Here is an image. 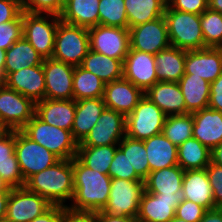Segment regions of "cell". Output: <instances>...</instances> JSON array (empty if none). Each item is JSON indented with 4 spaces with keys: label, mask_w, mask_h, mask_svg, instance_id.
I'll return each instance as SVG.
<instances>
[{
    "label": "cell",
    "mask_w": 222,
    "mask_h": 222,
    "mask_svg": "<svg viewBox=\"0 0 222 222\" xmlns=\"http://www.w3.org/2000/svg\"><path fill=\"white\" fill-rule=\"evenodd\" d=\"M112 178L73 158L74 194L67 210L78 213L102 211L108 202Z\"/></svg>",
    "instance_id": "6da1fadb"
},
{
    "label": "cell",
    "mask_w": 222,
    "mask_h": 222,
    "mask_svg": "<svg viewBox=\"0 0 222 222\" xmlns=\"http://www.w3.org/2000/svg\"><path fill=\"white\" fill-rule=\"evenodd\" d=\"M25 187L52 205L66 206L65 202H70L74 194L73 159L59 160L33 174L26 180Z\"/></svg>",
    "instance_id": "7a4b0ae2"
},
{
    "label": "cell",
    "mask_w": 222,
    "mask_h": 222,
    "mask_svg": "<svg viewBox=\"0 0 222 222\" xmlns=\"http://www.w3.org/2000/svg\"><path fill=\"white\" fill-rule=\"evenodd\" d=\"M21 131L27 137L48 149L60 160L73 159L77 155L78 142L73 138L72 132L49 125L36 114Z\"/></svg>",
    "instance_id": "3957f363"
},
{
    "label": "cell",
    "mask_w": 222,
    "mask_h": 222,
    "mask_svg": "<svg viewBox=\"0 0 222 222\" xmlns=\"http://www.w3.org/2000/svg\"><path fill=\"white\" fill-rule=\"evenodd\" d=\"M164 17L171 46L186 51L205 48L200 15L181 12L166 5Z\"/></svg>",
    "instance_id": "277c9868"
},
{
    "label": "cell",
    "mask_w": 222,
    "mask_h": 222,
    "mask_svg": "<svg viewBox=\"0 0 222 222\" xmlns=\"http://www.w3.org/2000/svg\"><path fill=\"white\" fill-rule=\"evenodd\" d=\"M89 50L88 28L59 22L55 35L53 59L80 66Z\"/></svg>",
    "instance_id": "5b68a950"
},
{
    "label": "cell",
    "mask_w": 222,
    "mask_h": 222,
    "mask_svg": "<svg viewBox=\"0 0 222 222\" xmlns=\"http://www.w3.org/2000/svg\"><path fill=\"white\" fill-rule=\"evenodd\" d=\"M60 16L22 12L23 36L44 58H52Z\"/></svg>",
    "instance_id": "8992f818"
},
{
    "label": "cell",
    "mask_w": 222,
    "mask_h": 222,
    "mask_svg": "<svg viewBox=\"0 0 222 222\" xmlns=\"http://www.w3.org/2000/svg\"><path fill=\"white\" fill-rule=\"evenodd\" d=\"M144 192L143 180L112 178L108 202L102 211L106 214L137 218Z\"/></svg>",
    "instance_id": "52a82bcc"
},
{
    "label": "cell",
    "mask_w": 222,
    "mask_h": 222,
    "mask_svg": "<svg viewBox=\"0 0 222 222\" xmlns=\"http://www.w3.org/2000/svg\"><path fill=\"white\" fill-rule=\"evenodd\" d=\"M166 115L145 95L126 117V136L146 140L162 133Z\"/></svg>",
    "instance_id": "ba28073f"
},
{
    "label": "cell",
    "mask_w": 222,
    "mask_h": 222,
    "mask_svg": "<svg viewBox=\"0 0 222 222\" xmlns=\"http://www.w3.org/2000/svg\"><path fill=\"white\" fill-rule=\"evenodd\" d=\"M15 154L21 173L26 181L35 173L53 166L60 159L48 149L15 130Z\"/></svg>",
    "instance_id": "9c48e42d"
},
{
    "label": "cell",
    "mask_w": 222,
    "mask_h": 222,
    "mask_svg": "<svg viewBox=\"0 0 222 222\" xmlns=\"http://www.w3.org/2000/svg\"><path fill=\"white\" fill-rule=\"evenodd\" d=\"M35 114V103L17 91L0 85V120L7 130H21Z\"/></svg>",
    "instance_id": "30bf717a"
},
{
    "label": "cell",
    "mask_w": 222,
    "mask_h": 222,
    "mask_svg": "<svg viewBox=\"0 0 222 222\" xmlns=\"http://www.w3.org/2000/svg\"><path fill=\"white\" fill-rule=\"evenodd\" d=\"M88 33L91 50L124 62L130 51L128 28L97 25L88 28Z\"/></svg>",
    "instance_id": "8fae6325"
},
{
    "label": "cell",
    "mask_w": 222,
    "mask_h": 222,
    "mask_svg": "<svg viewBox=\"0 0 222 222\" xmlns=\"http://www.w3.org/2000/svg\"><path fill=\"white\" fill-rule=\"evenodd\" d=\"M126 136V117L109 108H105L98 122L78 144V146L118 145Z\"/></svg>",
    "instance_id": "7c38bea8"
},
{
    "label": "cell",
    "mask_w": 222,
    "mask_h": 222,
    "mask_svg": "<svg viewBox=\"0 0 222 222\" xmlns=\"http://www.w3.org/2000/svg\"><path fill=\"white\" fill-rule=\"evenodd\" d=\"M130 49L156 55L171 46L165 17L129 29Z\"/></svg>",
    "instance_id": "4fadbf2b"
},
{
    "label": "cell",
    "mask_w": 222,
    "mask_h": 222,
    "mask_svg": "<svg viewBox=\"0 0 222 222\" xmlns=\"http://www.w3.org/2000/svg\"><path fill=\"white\" fill-rule=\"evenodd\" d=\"M51 206L52 204L46 199L29 191L25 186L11 188L5 220L9 222H30L46 212Z\"/></svg>",
    "instance_id": "5bb4252c"
},
{
    "label": "cell",
    "mask_w": 222,
    "mask_h": 222,
    "mask_svg": "<svg viewBox=\"0 0 222 222\" xmlns=\"http://www.w3.org/2000/svg\"><path fill=\"white\" fill-rule=\"evenodd\" d=\"M45 77V98L73 99V73L75 66L46 58L42 62Z\"/></svg>",
    "instance_id": "9a60e30c"
},
{
    "label": "cell",
    "mask_w": 222,
    "mask_h": 222,
    "mask_svg": "<svg viewBox=\"0 0 222 222\" xmlns=\"http://www.w3.org/2000/svg\"><path fill=\"white\" fill-rule=\"evenodd\" d=\"M184 199L182 189L175 196L145 191L140 201L137 222H169L175 217L176 208Z\"/></svg>",
    "instance_id": "2e32d148"
},
{
    "label": "cell",
    "mask_w": 222,
    "mask_h": 222,
    "mask_svg": "<svg viewBox=\"0 0 222 222\" xmlns=\"http://www.w3.org/2000/svg\"><path fill=\"white\" fill-rule=\"evenodd\" d=\"M123 78L145 93L158 82L154 55L130 49L123 62Z\"/></svg>",
    "instance_id": "e0dca14e"
},
{
    "label": "cell",
    "mask_w": 222,
    "mask_h": 222,
    "mask_svg": "<svg viewBox=\"0 0 222 222\" xmlns=\"http://www.w3.org/2000/svg\"><path fill=\"white\" fill-rule=\"evenodd\" d=\"M185 74L201 77L212 83L222 73V48L206 47L186 51Z\"/></svg>",
    "instance_id": "ac0fdd59"
},
{
    "label": "cell",
    "mask_w": 222,
    "mask_h": 222,
    "mask_svg": "<svg viewBox=\"0 0 222 222\" xmlns=\"http://www.w3.org/2000/svg\"><path fill=\"white\" fill-rule=\"evenodd\" d=\"M144 97V92L132 82L122 78L105 84L104 103L106 108L127 117Z\"/></svg>",
    "instance_id": "d6986e66"
},
{
    "label": "cell",
    "mask_w": 222,
    "mask_h": 222,
    "mask_svg": "<svg viewBox=\"0 0 222 222\" xmlns=\"http://www.w3.org/2000/svg\"><path fill=\"white\" fill-rule=\"evenodd\" d=\"M3 83L8 88L30 98L34 103L45 99V77L42 64L12 72L3 80Z\"/></svg>",
    "instance_id": "ffe728a7"
},
{
    "label": "cell",
    "mask_w": 222,
    "mask_h": 222,
    "mask_svg": "<svg viewBox=\"0 0 222 222\" xmlns=\"http://www.w3.org/2000/svg\"><path fill=\"white\" fill-rule=\"evenodd\" d=\"M193 138L212 150L222 143V112L205 108L192 113Z\"/></svg>",
    "instance_id": "44dd1931"
},
{
    "label": "cell",
    "mask_w": 222,
    "mask_h": 222,
    "mask_svg": "<svg viewBox=\"0 0 222 222\" xmlns=\"http://www.w3.org/2000/svg\"><path fill=\"white\" fill-rule=\"evenodd\" d=\"M144 95L166 116L186 114L184 96L178 82H157Z\"/></svg>",
    "instance_id": "7402d4cb"
},
{
    "label": "cell",
    "mask_w": 222,
    "mask_h": 222,
    "mask_svg": "<svg viewBox=\"0 0 222 222\" xmlns=\"http://www.w3.org/2000/svg\"><path fill=\"white\" fill-rule=\"evenodd\" d=\"M35 114L49 125L71 131L75 117V100L45 98L35 103Z\"/></svg>",
    "instance_id": "603a6c76"
},
{
    "label": "cell",
    "mask_w": 222,
    "mask_h": 222,
    "mask_svg": "<svg viewBox=\"0 0 222 222\" xmlns=\"http://www.w3.org/2000/svg\"><path fill=\"white\" fill-rule=\"evenodd\" d=\"M105 108L103 97L75 101V117L71 132L78 144L96 125Z\"/></svg>",
    "instance_id": "cb8c5ba5"
},
{
    "label": "cell",
    "mask_w": 222,
    "mask_h": 222,
    "mask_svg": "<svg viewBox=\"0 0 222 222\" xmlns=\"http://www.w3.org/2000/svg\"><path fill=\"white\" fill-rule=\"evenodd\" d=\"M182 190L185 199L211 210L215 208L213 191L206 169L184 171Z\"/></svg>",
    "instance_id": "d4e9b609"
},
{
    "label": "cell",
    "mask_w": 222,
    "mask_h": 222,
    "mask_svg": "<svg viewBox=\"0 0 222 222\" xmlns=\"http://www.w3.org/2000/svg\"><path fill=\"white\" fill-rule=\"evenodd\" d=\"M143 141L150 172L178 165V147L162 133Z\"/></svg>",
    "instance_id": "484cf974"
},
{
    "label": "cell",
    "mask_w": 222,
    "mask_h": 222,
    "mask_svg": "<svg viewBox=\"0 0 222 222\" xmlns=\"http://www.w3.org/2000/svg\"><path fill=\"white\" fill-rule=\"evenodd\" d=\"M159 82H179L185 74L186 50L169 46L154 55Z\"/></svg>",
    "instance_id": "4316f807"
},
{
    "label": "cell",
    "mask_w": 222,
    "mask_h": 222,
    "mask_svg": "<svg viewBox=\"0 0 222 222\" xmlns=\"http://www.w3.org/2000/svg\"><path fill=\"white\" fill-rule=\"evenodd\" d=\"M100 0H65L60 15L62 22L90 28L99 25Z\"/></svg>",
    "instance_id": "83f0119b"
},
{
    "label": "cell",
    "mask_w": 222,
    "mask_h": 222,
    "mask_svg": "<svg viewBox=\"0 0 222 222\" xmlns=\"http://www.w3.org/2000/svg\"><path fill=\"white\" fill-rule=\"evenodd\" d=\"M184 96L186 114L208 108L210 83L200 76L184 74L178 82Z\"/></svg>",
    "instance_id": "f1b7e54d"
},
{
    "label": "cell",
    "mask_w": 222,
    "mask_h": 222,
    "mask_svg": "<svg viewBox=\"0 0 222 222\" xmlns=\"http://www.w3.org/2000/svg\"><path fill=\"white\" fill-rule=\"evenodd\" d=\"M183 177L184 170L179 165L150 172L144 180L145 191L175 196L182 189Z\"/></svg>",
    "instance_id": "f546056e"
},
{
    "label": "cell",
    "mask_w": 222,
    "mask_h": 222,
    "mask_svg": "<svg viewBox=\"0 0 222 222\" xmlns=\"http://www.w3.org/2000/svg\"><path fill=\"white\" fill-rule=\"evenodd\" d=\"M44 58L22 36L6 50L4 79L12 72L22 68L41 65Z\"/></svg>",
    "instance_id": "4dcf8cb0"
},
{
    "label": "cell",
    "mask_w": 222,
    "mask_h": 222,
    "mask_svg": "<svg viewBox=\"0 0 222 222\" xmlns=\"http://www.w3.org/2000/svg\"><path fill=\"white\" fill-rule=\"evenodd\" d=\"M80 66L92 72L105 83L123 78V62L121 60L108 57L91 49Z\"/></svg>",
    "instance_id": "1f68e13d"
},
{
    "label": "cell",
    "mask_w": 222,
    "mask_h": 222,
    "mask_svg": "<svg viewBox=\"0 0 222 222\" xmlns=\"http://www.w3.org/2000/svg\"><path fill=\"white\" fill-rule=\"evenodd\" d=\"M128 29L164 16L165 0H124Z\"/></svg>",
    "instance_id": "d6a6232c"
},
{
    "label": "cell",
    "mask_w": 222,
    "mask_h": 222,
    "mask_svg": "<svg viewBox=\"0 0 222 222\" xmlns=\"http://www.w3.org/2000/svg\"><path fill=\"white\" fill-rule=\"evenodd\" d=\"M177 156L184 171L205 169L211 162V150L193 137L178 146Z\"/></svg>",
    "instance_id": "836d02e7"
},
{
    "label": "cell",
    "mask_w": 222,
    "mask_h": 222,
    "mask_svg": "<svg viewBox=\"0 0 222 222\" xmlns=\"http://www.w3.org/2000/svg\"><path fill=\"white\" fill-rule=\"evenodd\" d=\"M105 82L81 66H75L73 73V99L103 97Z\"/></svg>",
    "instance_id": "e575fe53"
},
{
    "label": "cell",
    "mask_w": 222,
    "mask_h": 222,
    "mask_svg": "<svg viewBox=\"0 0 222 222\" xmlns=\"http://www.w3.org/2000/svg\"><path fill=\"white\" fill-rule=\"evenodd\" d=\"M118 145L78 146L76 157L87 167L109 175V167Z\"/></svg>",
    "instance_id": "d590c367"
},
{
    "label": "cell",
    "mask_w": 222,
    "mask_h": 222,
    "mask_svg": "<svg viewBox=\"0 0 222 222\" xmlns=\"http://www.w3.org/2000/svg\"><path fill=\"white\" fill-rule=\"evenodd\" d=\"M118 148L127 156L131 168L144 181L150 173L144 141L125 136Z\"/></svg>",
    "instance_id": "8d00e7d4"
},
{
    "label": "cell",
    "mask_w": 222,
    "mask_h": 222,
    "mask_svg": "<svg viewBox=\"0 0 222 222\" xmlns=\"http://www.w3.org/2000/svg\"><path fill=\"white\" fill-rule=\"evenodd\" d=\"M162 134L177 147L193 137L192 113L166 116Z\"/></svg>",
    "instance_id": "74e56055"
},
{
    "label": "cell",
    "mask_w": 222,
    "mask_h": 222,
    "mask_svg": "<svg viewBox=\"0 0 222 222\" xmlns=\"http://www.w3.org/2000/svg\"><path fill=\"white\" fill-rule=\"evenodd\" d=\"M99 25L128 28L124 0L99 1Z\"/></svg>",
    "instance_id": "f35d334b"
},
{
    "label": "cell",
    "mask_w": 222,
    "mask_h": 222,
    "mask_svg": "<svg viewBox=\"0 0 222 222\" xmlns=\"http://www.w3.org/2000/svg\"><path fill=\"white\" fill-rule=\"evenodd\" d=\"M200 26L206 47L222 48V13L209 8L200 14Z\"/></svg>",
    "instance_id": "ab89813d"
},
{
    "label": "cell",
    "mask_w": 222,
    "mask_h": 222,
    "mask_svg": "<svg viewBox=\"0 0 222 222\" xmlns=\"http://www.w3.org/2000/svg\"><path fill=\"white\" fill-rule=\"evenodd\" d=\"M109 176L111 178L127 179V180H142L131 168L127 156L117 148L113 160L109 167Z\"/></svg>",
    "instance_id": "60d3db41"
},
{
    "label": "cell",
    "mask_w": 222,
    "mask_h": 222,
    "mask_svg": "<svg viewBox=\"0 0 222 222\" xmlns=\"http://www.w3.org/2000/svg\"><path fill=\"white\" fill-rule=\"evenodd\" d=\"M23 11L60 16L65 0H19Z\"/></svg>",
    "instance_id": "b9f144b4"
},
{
    "label": "cell",
    "mask_w": 222,
    "mask_h": 222,
    "mask_svg": "<svg viewBox=\"0 0 222 222\" xmlns=\"http://www.w3.org/2000/svg\"><path fill=\"white\" fill-rule=\"evenodd\" d=\"M23 36L22 13L13 21L0 24V49L8 50Z\"/></svg>",
    "instance_id": "7bdbcfd3"
},
{
    "label": "cell",
    "mask_w": 222,
    "mask_h": 222,
    "mask_svg": "<svg viewBox=\"0 0 222 222\" xmlns=\"http://www.w3.org/2000/svg\"><path fill=\"white\" fill-rule=\"evenodd\" d=\"M0 178L10 188L24 187L26 182L18 161L0 162Z\"/></svg>",
    "instance_id": "ee69618b"
},
{
    "label": "cell",
    "mask_w": 222,
    "mask_h": 222,
    "mask_svg": "<svg viewBox=\"0 0 222 222\" xmlns=\"http://www.w3.org/2000/svg\"><path fill=\"white\" fill-rule=\"evenodd\" d=\"M206 212L203 206L184 199L177 206L175 216L188 222H199Z\"/></svg>",
    "instance_id": "f6af8a7d"
},
{
    "label": "cell",
    "mask_w": 222,
    "mask_h": 222,
    "mask_svg": "<svg viewBox=\"0 0 222 222\" xmlns=\"http://www.w3.org/2000/svg\"><path fill=\"white\" fill-rule=\"evenodd\" d=\"M205 169L212 187L215 208L222 209V166L210 162Z\"/></svg>",
    "instance_id": "bcb514c9"
},
{
    "label": "cell",
    "mask_w": 222,
    "mask_h": 222,
    "mask_svg": "<svg viewBox=\"0 0 222 222\" xmlns=\"http://www.w3.org/2000/svg\"><path fill=\"white\" fill-rule=\"evenodd\" d=\"M167 5L171 9L200 15L208 9V0H169Z\"/></svg>",
    "instance_id": "7dc6e473"
},
{
    "label": "cell",
    "mask_w": 222,
    "mask_h": 222,
    "mask_svg": "<svg viewBox=\"0 0 222 222\" xmlns=\"http://www.w3.org/2000/svg\"><path fill=\"white\" fill-rule=\"evenodd\" d=\"M15 130H6L0 136V162L17 161L15 154Z\"/></svg>",
    "instance_id": "c3c4849f"
},
{
    "label": "cell",
    "mask_w": 222,
    "mask_h": 222,
    "mask_svg": "<svg viewBox=\"0 0 222 222\" xmlns=\"http://www.w3.org/2000/svg\"><path fill=\"white\" fill-rule=\"evenodd\" d=\"M22 12L19 0H0V24L15 20Z\"/></svg>",
    "instance_id": "681fc988"
},
{
    "label": "cell",
    "mask_w": 222,
    "mask_h": 222,
    "mask_svg": "<svg viewBox=\"0 0 222 222\" xmlns=\"http://www.w3.org/2000/svg\"><path fill=\"white\" fill-rule=\"evenodd\" d=\"M208 107L222 112V73L212 83H210Z\"/></svg>",
    "instance_id": "f907efd6"
},
{
    "label": "cell",
    "mask_w": 222,
    "mask_h": 222,
    "mask_svg": "<svg viewBox=\"0 0 222 222\" xmlns=\"http://www.w3.org/2000/svg\"><path fill=\"white\" fill-rule=\"evenodd\" d=\"M66 211V206L52 205L46 212L30 222H63Z\"/></svg>",
    "instance_id": "816d5d0a"
},
{
    "label": "cell",
    "mask_w": 222,
    "mask_h": 222,
    "mask_svg": "<svg viewBox=\"0 0 222 222\" xmlns=\"http://www.w3.org/2000/svg\"><path fill=\"white\" fill-rule=\"evenodd\" d=\"M94 220L95 222H137L136 218L106 214L103 211L94 212Z\"/></svg>",
    "instance_id": "f5cc1de1"
},
{
    "label": "cell",
    "mask_w": 222,
    "mask_h": 222,
    "mask_svg": "<svg viewBox=\"0 0 222 222\" xmlns=\"http://www.w3.org/2000/svg\"><path fill=\"white\" fill-rule=\"evenodd\" d=\"M63 222H95L94 213H78L67 210Z\"/></svg>",
    "instance_id": "db71d44e"
},
{
    "label": "cell",
    "mask_w": 222,
    "mask_h": 222,
    "mask_svg": "<svg viewBox=\"0 0 222 222\" xmlns=\"http://www.w3.org/2000/svg\"><path fill=\"white\" fill-rule=\"evenodd\" d=\"M199 222H222V209L207 210Z\"/></svg>",
    "instance_id": "11a10c76"
},
{
    "label": "cell",
    "mask_w": 222,
    "mask_h": 222,
    "mask_svg": "<svg viewBox=\"0 0 222 222\" xmlns=\"http://www.w3.org/2000/svg\"><path fill=\"white\" fill-rule=\"evenodd\" d=\"M10 191H0V221L5 220Z\"/></svg>",
    "instance_id": "9f6ffc18"
},
{
    "label": "cell",
    "mask_w": 222,
    "mask_h": 222,
    "mask_svg": "<svg viewBox=\"0 0 222 222\" xmlns=\"http://www.w3.org/2000/svg\"><path fill=\"white\" fill-rule=\"evenodd\" d=\"M211 162L222 166V143L211 150Z\"/></svg>",
    "instance_id": "6f0895ef"
},
{
    "label": "cell",
    "mask_w": 222,
    "mask_h": 222,
    "mask_svg": "<svg viewBox=\"0 0 222 222\" xmlns=\"http://www.w3.org/2000/svg\"><path fill=\"white\" fill-rule=\"evenodd\" d=\"M208 8L210 10L222 13V0H208Z\"/></svg>",
    "instance_id": "680465c9"
},
{
    "label": "cell",
    "mask_w": 222,
    "mask_h": 222,
    "mask_svg": "<svg viewBox=\"0 0 222 222\" xmlns=\"http://www.w3.org/2000/svg\"><path fill=\"white\" fill-rule=\"evenodd\" d=\"M5 60H6V51L0 49V78L4 80V70H5Z\"/></svg>",
    "instance_id": "91938a15"
},
{
    "label": "cell",
    "mask_w": 222,
    "mask_h": 222,
    "mask_svg": "<svg viewBox=\"0 0 222 222\" xmlns=\"http://www.w3.org/2000/svg\"><path fill=\"white\" fill-rule=\"evenodd\" d=\"M11 188L8 187L0 178V191H10Z\"/></svg>",
    "instance_id": "94428289"
},
{
    "label": "cell",
    "mask_w": 222,
    "mask_h": 222,
    "mask_svg": "<svg viewBox=\"0 0 222 222\" xmlns=\"http://www.w3.org/2000/svg\"><path fill=\"white\" fill-rule=\"evenodd\" d=\"M169 222H188V221H185V220H183V219H180V218H178V217H174V218H172Z\"/></svg>",
    "instance_id": "6125c7cd"
},
{
    "label": "cell",
    "mask_w": 222,
    "mask_h": 222,
    "mask_svg": "<svg viewBox=\"0 0 222 222\" xmlns=\"http://www.w3.org/2000/svg\"><path fill=\"white\" fill-rule=\"evenodd\" d=\"M7 129L3 126L0 125V136L6 131Z\"/></svg>",
    "instance_id": "be15d7a7"
}]
</instances>
